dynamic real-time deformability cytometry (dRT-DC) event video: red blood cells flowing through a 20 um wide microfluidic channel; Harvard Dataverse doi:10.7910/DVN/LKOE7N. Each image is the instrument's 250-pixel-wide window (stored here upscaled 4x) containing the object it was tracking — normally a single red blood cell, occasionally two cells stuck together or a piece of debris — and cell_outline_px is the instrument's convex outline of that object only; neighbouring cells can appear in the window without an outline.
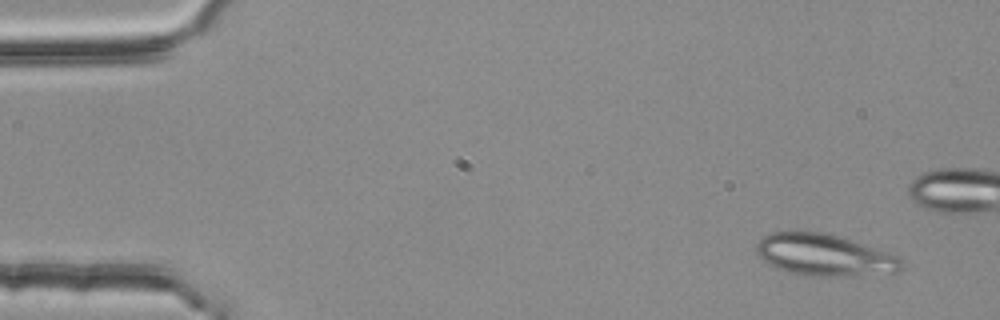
{"species": "common noctule bat (a hibernating species)", "species_latin": "Nyctalus noctula", "temperature_condition": "room temperature", "stored_images_in_passage": 4, "camera_frame_rate_fps": 3000, "um_per_image_px": 0.085, "animal": {"sex": "female", "body_mass_g": 25.1}, "frame": {"image": 1, "passage_image": 1, "time_ms": 0.0, "image_size_px": [1000, 320], "cell_outline_px": [[904, 268], [896, 272], [848, 276], [820, 276], [788, 272], [776, 268], [764, 260], [756, 252], [756, 244], [764, 236], [772, 232], [824, 232], [900, 256], [904, 260]], "centroid_in_image_um": [70.1, 21.69], "position_along_channel_um": 14.9, "area_um2": 34.91}}